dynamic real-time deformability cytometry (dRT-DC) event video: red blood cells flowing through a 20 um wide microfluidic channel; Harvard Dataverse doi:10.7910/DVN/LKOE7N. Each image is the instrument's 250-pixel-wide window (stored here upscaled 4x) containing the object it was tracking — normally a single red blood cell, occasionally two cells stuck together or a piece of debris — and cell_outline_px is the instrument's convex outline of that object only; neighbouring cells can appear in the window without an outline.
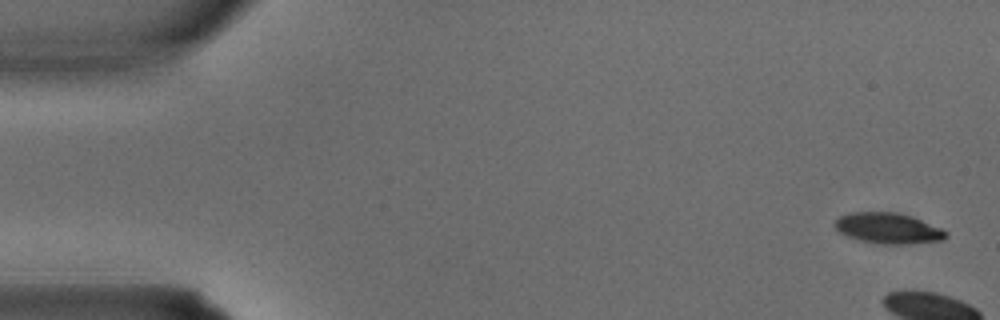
{"species": "common noctule bat (a hibernating species)", "species_latin": "Nyctalus noctula", "temperature_condition": "warm", "stored_images_in_passage": 4, "camera_frame_rate_fps": 3000, "um_per_image_px": 0.085, "animal": {"sex": "male", "body_mass_g": 15.6}, "frame": {"image": 1, "passage_image": 1, "time_ms": 0.0, "image_size_px": [1000, 320], "cell_outline_px": [[948, 236], [944, 240], [908, 244], [880, 244], [860, 240], [848, 236], [840, 232], [832, 224], [840, 216], [852, 212], [896, 212], [912, 216], [940, 228], [948, 232]], "centroid_in_image_um": [75.5, 19.4], "position_along_channel_um": 9.5, "area_um2": 19.88}}
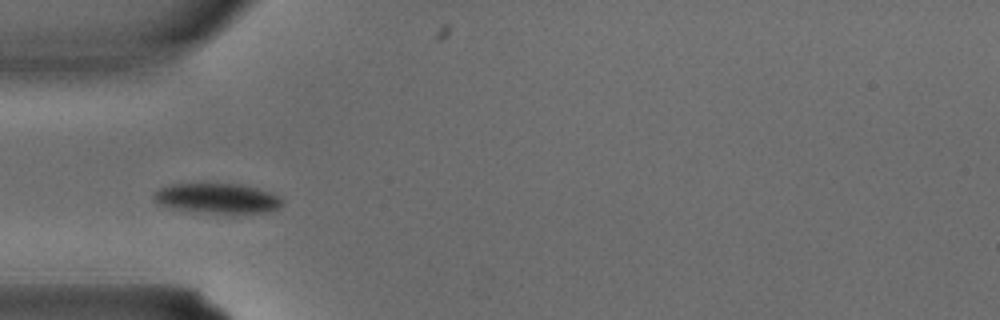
{"frame": {"image": 2, "passage_image": 4, "time_ms": 1.0, "image_size_px": [1000, 320], "cell_outline_px": [[284, 204], [268, 212], [208, 212], [176, 208], [160, 204], [156, 200], [156, 192], [160, 188], [172, 184], [204, 180], [240, 184], [256, 188], [280, 196], [284, 200]], "centroid_in_image_um": [18.5, 16.78], "position_along_channel_um": 66.5, "area_um2": 22.6}}